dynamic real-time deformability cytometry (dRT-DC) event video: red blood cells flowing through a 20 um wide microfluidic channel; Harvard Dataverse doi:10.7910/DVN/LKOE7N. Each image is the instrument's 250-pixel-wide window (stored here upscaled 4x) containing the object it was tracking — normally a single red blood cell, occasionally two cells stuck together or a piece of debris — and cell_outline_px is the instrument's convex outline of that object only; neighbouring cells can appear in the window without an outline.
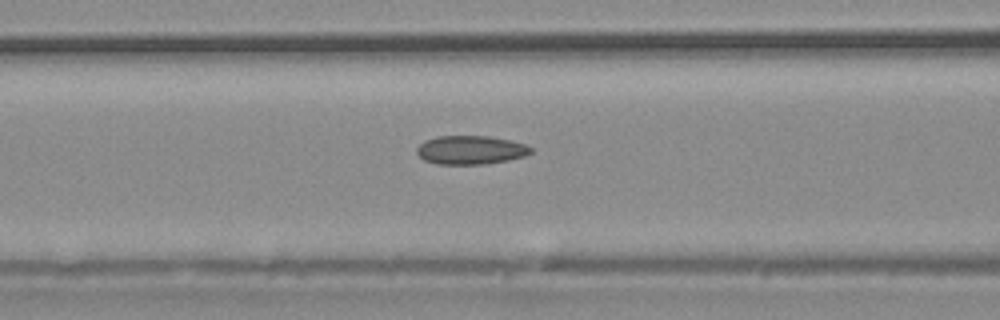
{"species": "common noctule bat (a hibernating species)", "species_latin": "Nyctalus noctula", "temperature_condition": "warm", "stored_images_in_passage": 27, "camera_frame_rate_fps": 3000, "um_per_image_px": 0.085, "animal": {"sex": "male", "body_mass_g": 20.4}, "frame": {"image": 1, "passage_image": 5, "time_ms": 1.333, "image_size_px": [1000, 320], "cell_outline_px": [[532, 152], [524, 156], [508, 160], [484, 164], [436, 164], [424, 160], [416, 152], [416, 148], [424, 140], [436, 136], [488, 136], [508, 140], [524, 144], [532, 148]], "centroid_in_image_um": [39.97, 12.75], "position_along_channel_um": 126.6, "area_um2": 19.02}}
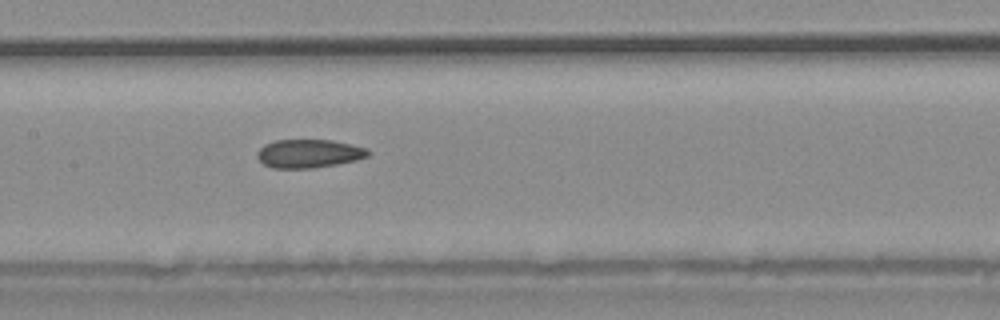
{"frame": {"image": 2, "passage_image": 8, "time_ms": 2.333, "image_size_px": [1000, 320], "cell_outline_px": [[372, 152], [368, 156], [356, 160], [336, 164], [312, 168], [272, 168], [264, 164], [256, 156], [256, 152], [264, 144], [276, 140], [332, 140], [352, 144], [368, 148]], "centroid_in_image_um": [26.27, 13.04], "position_along_channel_um": 181.1, "area_um2": 18.5}}
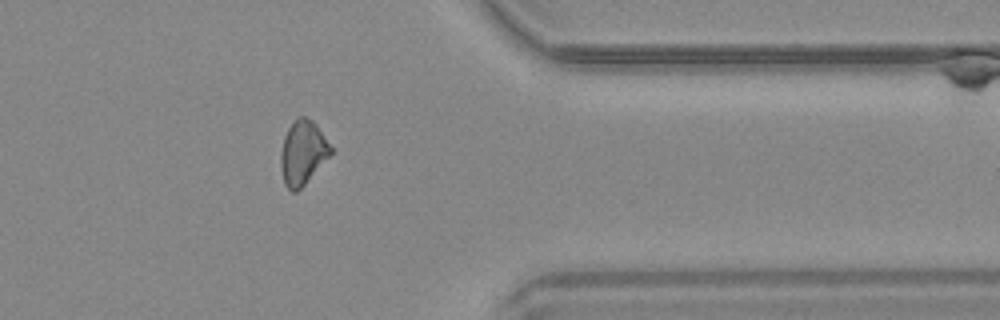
{"frame": {"image": 3, "passage_image": 20, "time_ms": 6.333, "image_size_px": [1000, 320], "cell_outline_px": [[332, 152], [304, 184], [296, 192], [292, 192], [284, 184], [280, 168], [280, 156], [284, 136], [288, 128], [300, 116], [304, 116], [312, 120], [316, 124], [332, 148]], "centroid_in_image_um": [25.7, 12.98], "position_along_channel_um": 385.7, "area_um2": 18.32}}